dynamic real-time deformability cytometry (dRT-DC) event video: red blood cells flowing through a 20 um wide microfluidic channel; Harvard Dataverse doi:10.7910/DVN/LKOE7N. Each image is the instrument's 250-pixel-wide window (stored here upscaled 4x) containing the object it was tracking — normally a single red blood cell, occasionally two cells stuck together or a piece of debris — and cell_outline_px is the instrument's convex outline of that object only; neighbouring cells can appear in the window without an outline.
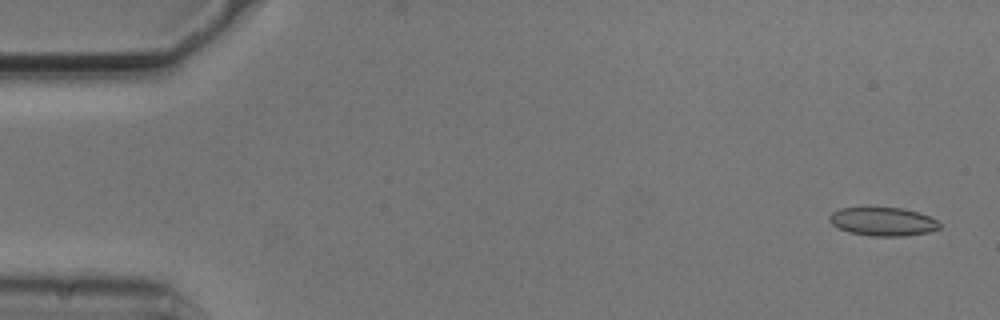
{"species": "common noctule bat (a hibernating species)", "species_latin": "Nyctalus noctula", "temperature_condition": "cold", "stored_images_in_passage": 53, "camera_frame_rate_fps": 3000, "um_per_image_px": 0.085, "animal": {"sex": "male", "body_mass_g": 20.5, "forearm_length_mm": 52.5}, "frame": {"image": 1, "passage_image": 2, "time_ms": 0.333, "image_size_px": [1000, 320], "cell_outline_px": [[940, 228], [928, 232], [904, 236], [872, 236], [848, 232], [832, 224], [828, 220], [828, 216], [832, 212], [840, 208], [900, 208], [916, 212], [928, 216], [936, 220], [940, 224]], "centroid_in_image_um": [75.02, 18.84], "position_along_channel_um": 10.0, "area_um2": 18.09}}
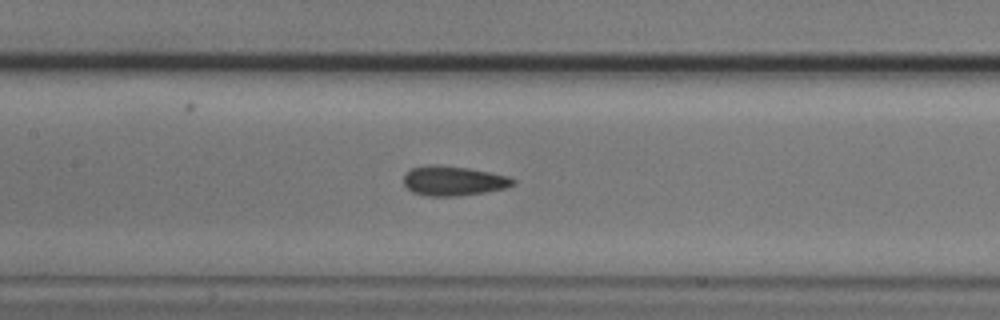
{"frame": {"image": 2, "passage_image": 25, "time_ms": 8.0, "image_size_px": [1000, 320], "cell_outline_px": [[516, 184], [504, 188], [484, 192], [456, 196], [428, 196], [412, 192], [404, 184], [404, 176], [412, 168], [428, 164], [432, 164], [468, 168], [508, 176], [516, 180]], "centroid_in_image_um": [38.54, 15.37], "position_along_channel_um": 168.9, "area_um2": 18.73}}
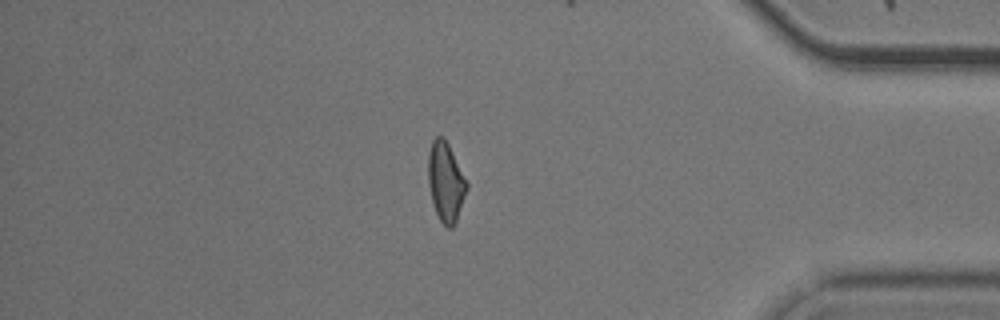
{"frame": {"image": 3, "passage_image": 46, "time_ms": 15.0, "image_size_px": [1000, 320], "cell_outline_px": [[468, 188], [456, 220], [452, 228], [448, 228], [440, 220], [436, 212], [432, 200], [428, 184], [428, 152], [432, 140], [436, 136], [444, 136], [468, 184]], "centroid_in_image_um": [37.87, 15.43], "position_along_channel_um": 397.3, "area_um2": 17.63}}